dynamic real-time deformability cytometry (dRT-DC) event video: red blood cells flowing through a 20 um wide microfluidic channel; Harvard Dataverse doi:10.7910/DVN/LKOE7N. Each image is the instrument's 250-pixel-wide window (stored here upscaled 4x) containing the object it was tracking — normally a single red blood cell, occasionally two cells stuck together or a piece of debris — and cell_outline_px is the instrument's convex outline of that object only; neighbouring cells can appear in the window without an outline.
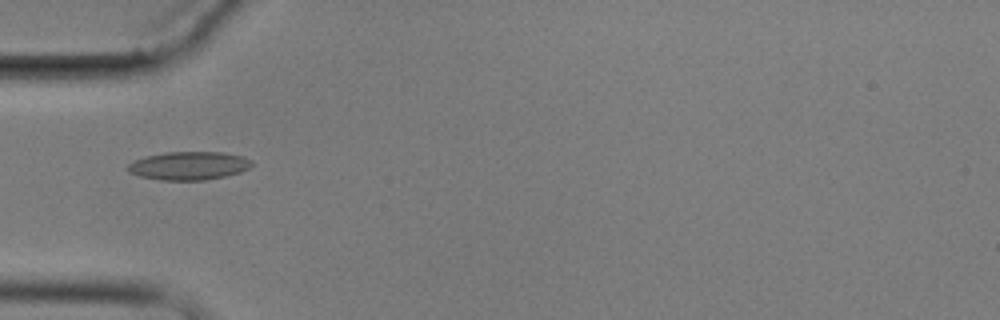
{"species": "common noctule bat (a hibernating species)", "species_latin": "Nyctalus noctula", "temperature_condition": "cold", "stored_images_in_passage": 11, "camera_frame_rate_fps": 3000, "um_per_image_px": 0.085, "animal": {"sex": "male", "body_mass_g": 17.9}, "frame": {"image": 1, "passage_image": 5, "time_ms": 5.667, "image_size_px": [1000, 320], "cell_outline_px": [[252, 164], [248, 168], [240, 172], [224, 176], [204, 180], [160, 180], [140, 176], [128, 172], [128, 164], [136, 160], [148, 156], [164, 152], [224, 152], [244, 156], [252, 160]], "centroid_in_image_um": [16.08, 14.08], "position_along_channel_um": 68.9, "area_um2": 20.35}}
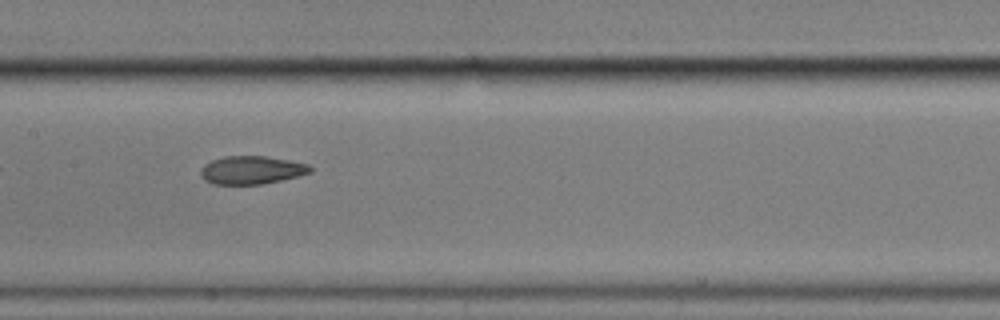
{"frame": {"image": 2, "passage_image": 8, "time_ms": 9.0, "image_size_px": [1000, 320], "cell_outline_px": [[312, 172], [280, 180], [260, 184], [212, 184], [204, 180], [200, 176], [200, 168], [204, 164], [212, 160], [224, 156], [264, 156], [288, 160], [308, 164], [312, 168]], "centroid_in_image_um": [21.33, 14.45], "position_along_channel_um": 186.1, "area_um2": 17.92}}
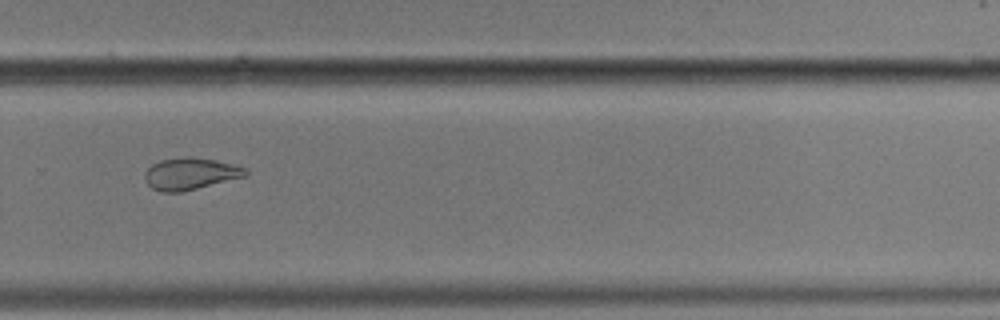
{"frame": {"image": 3, "passage_image": 11, "time_ms": 12.667, "image_size_px": [1000, 320], "cell_outline_px": [[248, 176], [180, 192], [160, 192], [152, 188], [144, 180], [144, 172], [152, 164], [160, 160], [184, 156], [188, 156], [216, 160], [248, 168]], "centroid_in_image_um": [16.18, 14.76], "position_along_channel_um": 313.6, "area_um2": 18.9}}